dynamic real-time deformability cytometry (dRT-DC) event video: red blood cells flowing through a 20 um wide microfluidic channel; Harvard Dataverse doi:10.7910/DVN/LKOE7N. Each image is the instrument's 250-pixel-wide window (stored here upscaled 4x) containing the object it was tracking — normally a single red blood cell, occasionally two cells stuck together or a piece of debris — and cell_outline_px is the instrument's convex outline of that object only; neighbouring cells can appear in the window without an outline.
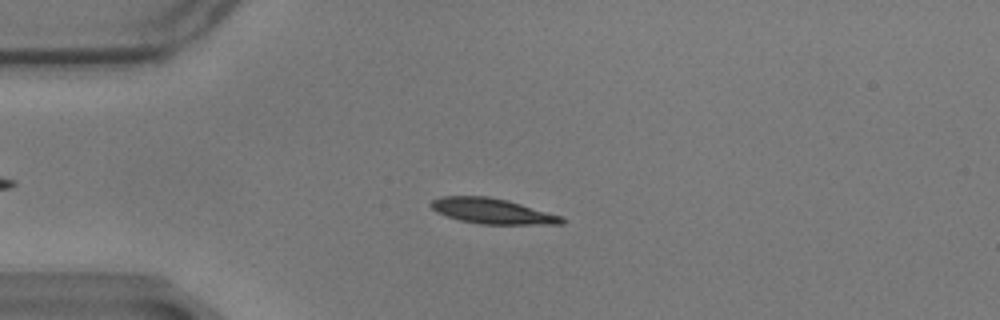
{"species": "common noctule bat (a hibernating species)", "species_latin": "Nyctalus noctula", "temperature_condition": "warm", "stored_images_in_passage": 58, "camera_frame_rate_fps": 3000, "um_per_image_px": 0.085, "animal": {"sex": "male", "body_mass_g": 17.9}, "frame": {"image": 1, "passage_image": 14, "time_ms": 4.333, "image_size_px": [1000, 320], "cell_outline_px": [[568, 220], [564, 224], [480, 224], [460, 220], [436, 212], [428, 204], [432, 200], [440, 196], [488, 196], [508, 200], [564, 216]], "centroid_in_image_um": [41.89, 17.94], "position_along_channel_um": 43.1, "area_um2": 19.59}}
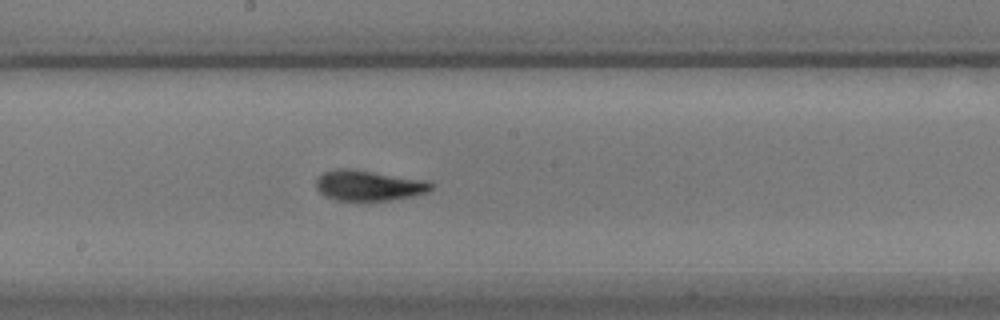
{"frame": {"image": 2, "passage_image": 31, "time_ms": 10.0, "image_size_px": [1000, 320], "cell_outline_px": [[432, 188], [428, 192], [412, 196], [388, 200], [336, 200], [324, 196], [316, 188], [316, 180], [324, 172], [336, 168], [348, 168], [428, 180], [432, 184]], "centroid_in_image_um": [31.33, 15.76], "position_along_channel_um": 216.9, "area_um2": 20.35}}
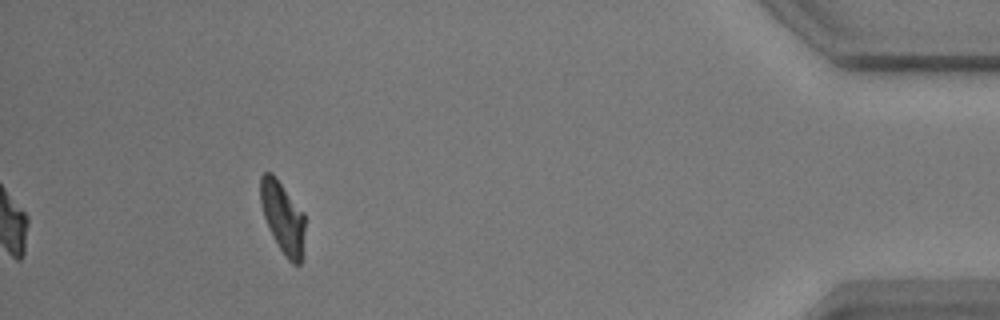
{"frame": {"image": 3, "passage_image": 53, "time_ms": 17.333, "image_size_px": [1000, 320], "cell_outline_px": [[304, 228], [300, 264], [292, 264], [288, 260], [280, 248], [264, 216], [260, 204], [260, 176], [264, 172], [272, 172], [276, 176], [304, 212]], "centroid_in_image_um": [24.02, 18.39], "position_along_channel_um": 411.2, "area_um2": 18.26}, "authors_computed_cell_mechanics": {"area_um2": 19.2474, "velocity_mm_per_s": 3.4533, "shape_relaxation_time_tau1_ms": 4.792, "shape_relaxation_time_tau2_ms": 1.7484, "deformation_change_tau1": 0.1891, "deformation_change_tau2": 0.0708}}